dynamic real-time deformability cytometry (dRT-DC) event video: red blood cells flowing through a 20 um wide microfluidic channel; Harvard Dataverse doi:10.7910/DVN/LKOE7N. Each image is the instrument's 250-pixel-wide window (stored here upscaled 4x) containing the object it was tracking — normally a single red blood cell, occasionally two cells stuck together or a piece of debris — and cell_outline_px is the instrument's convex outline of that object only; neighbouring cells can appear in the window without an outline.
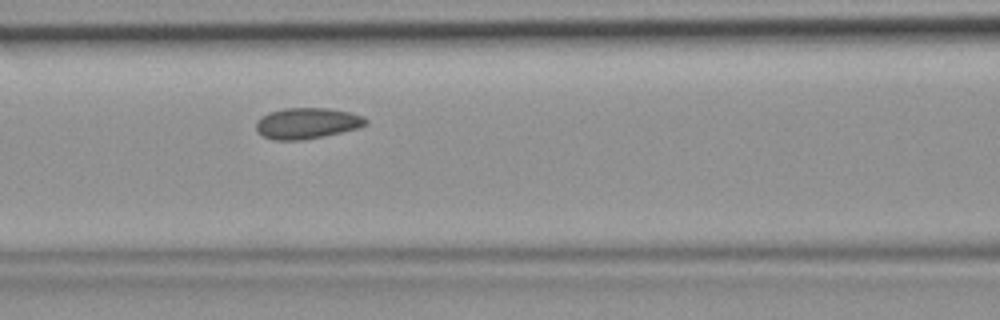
{"species": "common noctule bat (a hibernating species)", "species_latin": "Nyctalus noctula", "temperature_condition": "room temperature", "stored_images_in_passage": 32, "camera_frame_rate_fps": 3000, "um_per_image_px": 0.085, "animal": {"sex": "female", "body_mass_g": 19.9}, "frame": {"image": 1, "passage_image": 6, "time_ms": 1.667, "image_size_px": [1000, 320], "cell_outline_px": [[368, 124], [360, 128], [324, 136], [304, 140], [272, 140], [264, 136], [256, 128], [256, 120], [260, 116], [268, 112], [284, 108], [328, 108], [348, 112], [364, 116], [368, 120]], "centroid_in_image_um": [26.11, 10.47], "position_along_channel_um": 140.5, "area_um2": 20.0}}
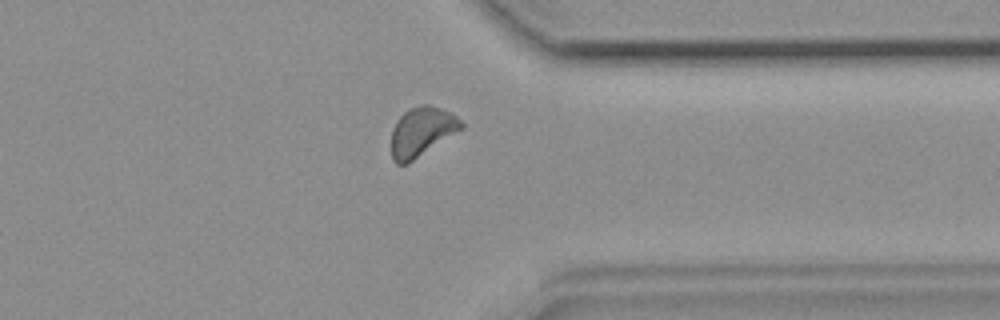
{"frame": {"image": 2, "passage_image": 22, "time_ms": 7.0, "image_size_px": [1000, 320], "cell_outline_px": [[464, 128], [408, 164], [396, 164], [392, 160], [392, 128], [396, 120], [408, 108], [420, 104], [428, 104], [440, 108], [456, 116], [464, 124]], "centroid_in_image_um": [35.84, 11.2], "position_along_channel_um": 375.6, "area_um2": 20.23}}
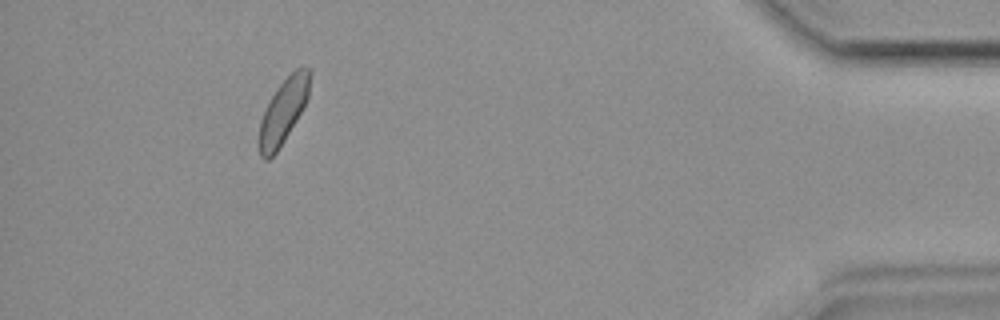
{"frame": {"image": 3, "passage_image": 28, "time_ms": 9.0, "image_size_px": [1000, 320], "cell_outline_px": [[312, 72], [308, 96], [296, 120], [284, 140], [276, 152], [268, 160], [264, 160], [260, 156], [256, 144], [256, 140], [260, 120], [276, 88], [296, 68], [312, 68]], "centroid_in_image_um": [24.04, 9.49], "position_along_channel_um": 411.2, "area_um2": 19.13}}